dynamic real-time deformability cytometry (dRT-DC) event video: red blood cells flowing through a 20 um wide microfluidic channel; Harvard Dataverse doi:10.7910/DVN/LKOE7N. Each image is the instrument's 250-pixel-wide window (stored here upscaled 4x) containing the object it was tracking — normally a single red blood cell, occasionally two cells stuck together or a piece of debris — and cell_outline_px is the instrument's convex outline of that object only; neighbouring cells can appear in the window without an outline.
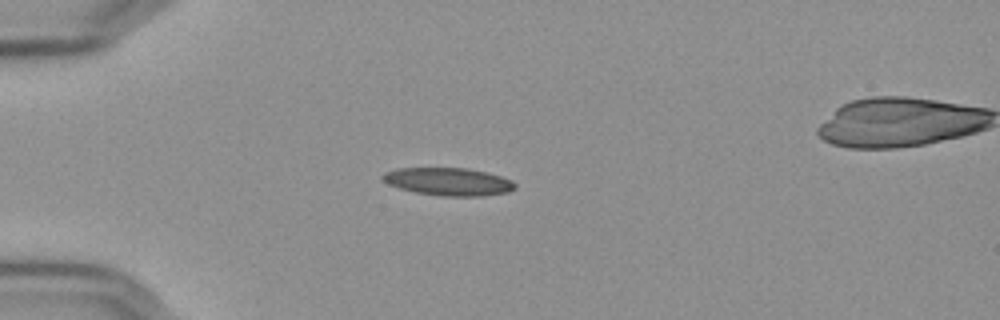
{"species": "Egyptian fruit bat (a non-hibernating species)", "species_latin": "Rousettus aegyptiacus", "temperature_condition": "cold", "stored_images_in_passage": 43, "camera_frame_rate_fps": 3000, "um_per_image_px": 0.085, "frame": {"image": 1, "passage_image": 1, "time_ms": 0.0, "image_size_px": [1000, 320], "cell_outline_px": [[516, 188], [508, 192], [480, 196], [440, 196], [416, 192], [400, 188], [388, 184], [380, 176], [384, 172], [396, 168], [464, 168], [484, 172], [500, 176], [512, 180], [516, 184]], "centroid_in_image_um": [38.1, 15.44], "position_along_channel_um": 46.9, "area_um2": 21.33}}
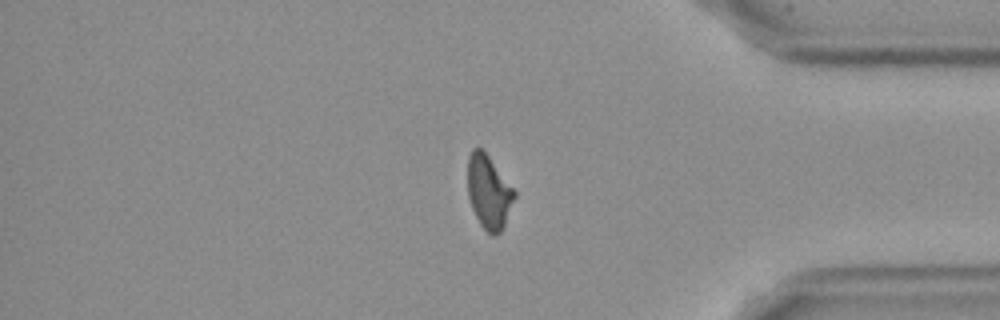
{"frame": {"image": 2, "passage_image": 33, "time_ms": 10.667, "image_size_px": [1000, 320], "cell_outline_px": [[516, 196], [504, 224], [500, 232], [496, 236], [492, 236], [480, 224], [472, 208], [468, 196], [468, 156], [472, 148], [480, 148], [488, 156], [516, 192]], "centroid_in_image_um": [41.53, 16.33], "position_along_channel_um": 393.7, "area_um2": 19.71}}
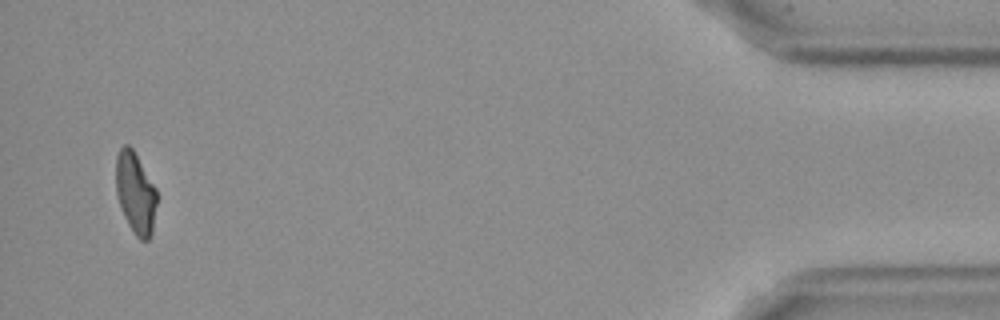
{"frame": {"image": 3, "passage_image": 40, "time_ms": 13.0, "image_size_px": [1000, 320], "cell_outline_px": [[156, 204], [152, 236], [148, 240], [140, 240], [132, 232], [124, 216], [116, 192], [116, 156], [120, 148], [124, 144], [128, 144], [132, 148], [156, 188]], "centroid_in_image_um": [11.51, 16.42], "position_along_channel_um": 423.7, "area_um2": 19.36}}